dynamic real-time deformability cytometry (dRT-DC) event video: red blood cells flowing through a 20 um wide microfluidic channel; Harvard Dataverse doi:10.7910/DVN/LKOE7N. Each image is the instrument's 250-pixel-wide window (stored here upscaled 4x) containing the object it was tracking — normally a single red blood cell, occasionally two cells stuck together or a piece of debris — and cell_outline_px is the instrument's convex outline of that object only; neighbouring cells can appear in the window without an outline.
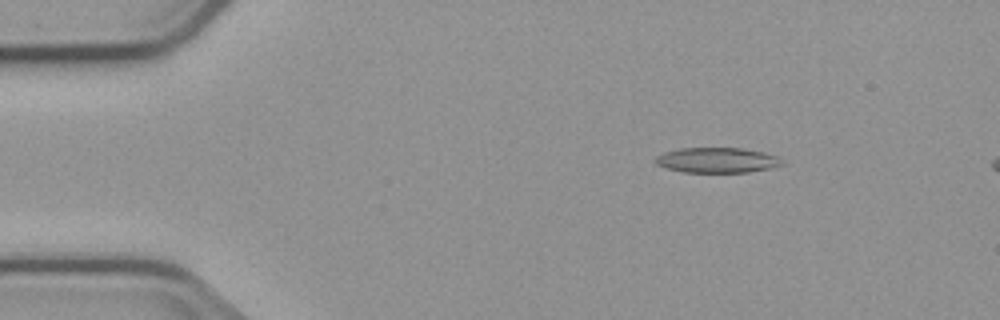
{"species": "common noctule bat (a hibernating species)", "species_latin": "Nyctalus noctula", "temperature_condition": "cold", "stored_images_in_passage": 4, "camera_frame_rate_fps": 3000, "um_per_image_px": 0.085, "animal": {"sex": "male", "body_mass_g": 23.1, "forearm_length_mm": 52.7}, "frame": {"image": 1, "passage_image": 2, "time_ms": 1.0, "image_size_px": [1000, 320], "cell_outline_px": [[784, 164], [772, 168], [748, 172], [680, 172], [656, 164], [652, 160], [656, 156], [664, 152], [680, 148], [740, 148], [764, 152], [776, 156]], "centroid_in_image_um": [60.91, 13.61], "position_along_channel_um": 24.1, "area_um2": 18.61}}